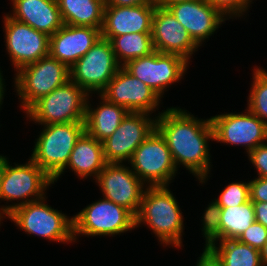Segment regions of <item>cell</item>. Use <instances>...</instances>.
<instances>
[{"mask_svg": "<svg viewBox=\"0 0 267 266\" xmlns=\"http://www.w3.org/2000/svg\"><path fill=\"white\" fill-rule=\"evenodd\" d=\"M158 114L156 130L165 139L176 168L184 166L204 184L211 170L209 142L214 140L210 118L198 119L179 107Z\"/></svg>", "mask_w": 267, "mask_h": 266, "instance_id": "6da1fadb", "label": "cell"}, {"mask_svg": "<svg viewBox=\"0 0 267 266\" xmlns=\"http://www.w3.org/2000/svg\"><path fill=\"white\" fill-rule=\"evenodd\" d=\"M177 203L168 186H147L136 215V228L145 224L163 246L182 247L184 218Z\"/></svg>", "mask_w": 267, "mask_h": 266, "instance_id": "7a4b0ae2", "label": "cell"}, {"mask_svg": "<svg viewBox=\"0 0 267 266\" xmlns=\"http://www.w3.org/2000/svg\"><path fill=\"white\" fill-rule=\"evenodd\" d=\"M85 132V122L44 125L38 135L30 158L57 182L65 171L70 154L80 136Z\"/></svg>", "mask_w": 267, "mask_h": 266, "instance_id": "3957f363", "label": "cell"}, {"mask_svg": "<svg viewBox=\"0 0 267 266\" xmlns=\"http://www.w3.org/2000/svg\"><path fill=\"white\" fill-rule=\"evenodd\" d=\"M46 196L12 210L6 217L28 235L63 244L75 242L73 217L46 204Z\"/></svg>", "mask_w": 267, "mask_h": 266, "instance_id": "277c9868", "label": "cell"}, {"mask_svg": "<svg viewBox=\"0 0 267 266\" xmlns=\"http://www.w3.org/2000/svg\"><path fill=\"white\" fill-rule=\"evenodd\" d=\"M11 166L7 163L0 186V200L20 201L0 207V216H6L15 208L32 201L40 200L47 194L46 189L55 184L53 179L31 158L25 164Z\"/></svg>", "mask_w": 267, "mask_h": 266, "instance_id": "5b68a950", "label": "cell"}, {"mask_svg": "<svg viewBox=\"0 0 267 266\" xmlns=\"http://www.w3.org/2000/svg\"><path fill=\"white\" fill-rule=\"evenodd\" d=\"M13 78L21 109L26 112L41 97L70 80V68L50 55L21 67Z\"/></svg>", "mask_w": 267, "mask_h": 266, "instance_id": "8992f818", "label": "cell"}, {"mask_svg": "<svg viewBox=\"0 0 267 266\" xmlns=\"http://www.w3.org/2000/svg\"><path fill=\"white\" fill-rule=\"evenodd\" d=\"M88 94L71 79L41 97L26 112L39 125L85 122Z\"/></svg>", "mask_w": 267, "mask_h": 266, "instance_id": "52a82bcc", "label": "cell"}, {"mask_svg": "<svg viewBox=\"0 0 267 266\" xmlns=\"http://www.w3.org/2000/svg\"><path fill=\"white\" fill-rule=\"evenodd\" d=\"M136 228V216L127 208L105 198L93 202L73 216L74 241L77 236H113Z\"/></svg>", "mask_w": 267, "mask_h": 266, "instance_id": "ba28073f", "label": "cell"}, {"mask_svg": "<svg viewBox=\"0 0 267 266\" xmlns=\"http://www.w3.org/2000/svg\"><path fill=\"white\" fill-rule=\"evenodd\" d=\"M128 164L146 186H169L179 170L156 129L138 146Z\"/></svg>", "mask_w": 267, "mask_h": 266, "instance_id": "9c48e42d", "label": "cell"}, {"mask_svg": "<svg viewBox=\"0 0 267 266\" xmlns=\"http://www.w3.org/2000/svg\"><path fill=\"white\" fill-rule=\"evenodd\" d=\"M121 67L110 41L101 37L70 67V79L88 95L100 94Z\"/></svg>", "mask_w": 267, "mask_h": 266, "instance_id": "30bf717a", "label": "cell"}, {"mask_svg": "<svg viewBox=\"0 0 267 266\" xmlns=\"http://www.w3.org/2000/svg\"><path fill=\"white\" fill-rule=\"evenodd\" d=\"M189 64L177 54L155 50L149 55L128 61L123 67L162 98L169 86L183 79Z\"/></svg>", "mask_w": 267, "mask_h": 266, "instance_id": "8fae6325", "label": "cell"}, {"mask_svg": "<svg viewBox=\"0 0 267 266\" xmlns=\"http://www.w3.org/2000/svg\"><path fill=\"white\" fill-rule=\"evenodd\" d=\"M214 141L246 147V153L267 142V125L247 108L245 113H225L210 117Z\"/></svg>", "mask_w": 267, "mask_h": 266, "instance_id": "7c38bea8", "label": "cell"}, {"mask_svg": "<svg viewBox=\"0 0 267 266\" xmlns=\"http://www.w3.org/2000/svg\"><path fill=\"white\" fill-rule=\"evenodd\" d=\"M129 112L115 132L102 141L106 163L129 162L138 146L156 129V117Z\"/></svg>", "mask_w": 267, "mask_h": 266, "instance_id": "4fadbf2b", "label": "cell"}, {"mask_svg": "<svg viewBox=\"0 0 267 266\" xmlns=\"http://www.w3.org/2000/svg\"><path fill=\"white\" fill-rule=\"evenodd\" d=\"M95 182L103 198L127 208L135 216L138 214L147 186L129 166L124 163H106Z\"/></svg>", "mask_w": 267, "mask_h": 266, "instance_id": "5bb4252c", "label": "cell"}, {"mask_svg": "<svg viewBox=\"0 0 267 266\" xmlns=\"http://www.w3.org/2000/svg\"><path fill=\"white\" fill-rule=\"evenodd\" d=\"M3 20L4 42L14 71L17 72L21 67L49 55L50 36L11 18L8 14L4 15Z\"/></svg>", "mask_w": 267, "mask_h": 266, "instance_id": "9a60e30c", "label": "cell"}, {"mask_svg": "<svg viewBox=\"0 0 267 266\" xmlns=\"http://www.w3.org/2000/svg\"><path fill=\"white\" fill-rule=\"evenodd\" d=\"M107 101L129 112L152 114L160 106L161 98L145 83L132 76L123 66L100 93Z\"/></svg>", "mask_w": 267, "mask_h": 266, "instance_id": "2e32d148", "label": "cell"}, {"mask_svg": "<svg viewBox=\"0 0 267 266\" xmlns=\"http://www.w3.org/2000/svg\"><path fill=\"white\" fill-rule=\"evenodd\" d=\"M151 36L157 52L177 54L188 62L200 47L168 8L157 5L152 18Z\"/></svg>", "mask_w": 267, "mask_h": 266, "instance_id": "e0dca14e", "label": "cell"}, {"mask_svg": "<svg viewBox=\"0 0 267 266\" xmlns=\"http://www.w3.org/2000/svg\"><path fill=\"white\" fill-rule=\"evenodd\" d=\"M168 9L199 46L229 20L206 0L179 2Z\"/></svg>", "mask_w": 267, "mask_h": 266, "instance_id": "ac0fdd59", "label": "cell"}, {"mask_svg": "<svg viewBox=\"0 0 267 266\" xmlns=\"http://www.w3.org/2000/svg\"><path fill=\"white\" fill-rule=\"evenodd\" d=\"M156 4L105 6L101 36L110 40L129 33H151Z\"/></svg>", "mask_w": 267, "mask_h": 266, "instance_id": "d6986e66", "label": "cell"}, {"mask_svg": "<svg viewBox=\"0 0 267 266\" xmlns=\"http://www.w3.org/2000/svg\"><path fill=\"white\" fill-rule=\"evenodd\" d=\"M101 37L98 28L64 24L49 38V55L70 68Z\"/></svg>", "mask_w": 267, "mask_h": 266, "instance_id": "ffe728a7", "label": "cell"}, {"mask_svg": "<svg viewBox=\"0 0 267 266\" xmlns=\"http://www.w3.org/2000/svg\"><path fill=\"white\" fill-rule=\"evenodd\" d=\"M11 18L30 25L37 31L52 36L64 24L57 0H11Z\"/></svg>", "mask_w": 267, "mask_h": 266, "instance_id": "44dd1931", "label": "cell"}, {"mask_svg": "<svg viewBox=\"0 0 267 266\" xmlns=\"http://www.w3.org/2000/svg\"><path fill=\"white\" fill-rule=\"evenodd\" d=\"M105 165L102 142L85 131L77 140L65 169H71L80 179L92 176L96 180Z\"/></svg>", "mask_w": 267, "mask_h": 266, "instance_id": "7402d4cb", "label": "cell"}, {"mask_svg": "<svg viewBox=\"0 0 267 266\" xmlns=\"http://www.w3.org/2000/svg\"><path fill=\"white\" fill-rule=\"evenodd\" d=\"M100 97V104L96 108L91 106L88 95L86 103L85 131L102 142L119 127L122 120L129 111L119 105L107 101L103 96Z\"/></svg>", "mask_w": 267, "mask_h": 266, "instance_id": "603a6c76", "label": "cell"}, {"mask_svg": "<svg viewBox=\"0 0 267 266\" xmlns=\"http://www.w3.org/2000/svg\"><path fill=\"white\" fill-rule=\"evenodd\" d=\"M63 24L101 30L105 0H57Z\"/></svg>", "mask_w": 267, "mask_h": 266, "instance_id": "cb8c5ba5", "label": "cell"}, {"mask_svg": "<svg viewBox=\"0 0 267 266\" xmlns=\"http://www.w3.org/2000/svg\"><path fill=\"white\" fill-rule=\"evenodd\" d=\"M209 249L224 266H263L260 251L237 239L220 240Z\"/></svg>", "mask_w": 267, "mask_h": 266, "instance_id": "d4e9b609", "label": "cell"}, {"mask_svg": "<svg viewBox=\"0 0 267 266\" xmlns=\"http://www.w3.org/2000/svg\"><path fill=\"white\" fill-rule=\"evenodd\" d=\"M109 41L121 66L155 51L151 33H129L114 36Z\"/></svg>", "mask_w": 267, "mask_h": 266, "instance_id": "484cf974", "label": "cell"}, {"mask_svg": "<svg viewBox=\"0 0 267 266\" xmlns=\"http://www.w3.org/2000/svg\"><path fill=\"white\" fill-rule=\"evenodd\" d=\"M255 221L251 200L242 205L221 208L220 240L237 239Z\"/></svg>", "mask_w": 267, "mask_h": 266, "instance_id": "4316f807", "label": "cell"}, {"mask_svg": "<svg viewBox=\"0 0 267 266\" xmlns=\"http://www.w3.org/2000/svg\"><path fill=\"white\" fill-rule=\"evenodd\" d=\"M256 67L253 69L247 109L267 125V71Z\"/></svg>", "mask_w": 267, "mask_h": 266, "instance_id": "83f0119b", "label": "cell"}, {"mask_svg": "<svg viewBox=\"0 0 267 266\" xmlns=\"http://www.w3.org/2000/svg\"><path fill=\"white\" fill-rule=\"evenodd\" d=\"M204 211L201 230L205 237L204 248H209L212 244H218L220 241L221 207L215 200H212Z\"/></svg>", "mask_w": 267, "mask_h": 266, "instance_id": "f1b7e54d", "label": "cell"}, {"mask_svg": "<svg viewBox=\"0 0 267 266\" xmlns=\"http://www.w3.org/2000/svg\"><path fill=\"white\" fill-rule=\"evenodd\" d=\"M214 200L221 208L244 204L250 200L249 181L229 183Z\"/></svg>", "mask_w": 267, "mask_h": 266, "instance_id": "f546056e", "label": "cell"}, {"mask_svg": "<svg viewBox=\"0 0 267 266\" xmlns=\"http://www.w3.org/2000/svg\"><path fill=\"white\" fill-rule=\"evenodd\" d=\"M213 7L218 9L226 18L239 19L245 15L250 8L253 0H206Z\"/></svg>", "mask_w": 267, "mask_h": 266, "instance_id": "4dcf8cb0", "label": "cell"}, {"mask_svg": "<svg viewBox=\"0 0 267 266\" xmlns=\"http://www.w3.org/2000/svg\"><path fill=\"white\" fill-rule=\"evenodd\" d=\"M237 240L260 251L267 242V228L255 221Z\"/></svg>", "mask_w": 267, "mask_h": 266, "instance_id": "1f68e13d", "label": "cell"}, {"mask_svg": "<svg viewBox=\"0 0 267 266\" xmlns=\"http://www.w3.org/2000/svg\"><path fill=\"white\" fill-rule=\"evenodd\" d=\"M248 158L257 170V177L267 178V142L250 151Z\"/></svg>", "mask_w": 267, "mask_h": 266, "instance_id": "d6a6232c", "label": "cell"}, {"mask_svg": "<svg viewBox=\"0 0 267 266\" xmlns=\"http://www.w3.org/2000/svg\"><path fill=\"white\" fill-rule=\"evenodd\" d=\"M249 194L252 202H267V178L251 179L249 181Z\"/></svg>", "mask_w": 267, "mask_h": 266, "instance_id": "836d02e7", "label": "cell"}, {"mask_svg": "<svg viewBox=\"0 0 267 266\" xmlns=\"http://www.w3.org/2000/svg\"><path fill=\"white\" fill-rule=\"evenodd\" d=\"M198 258L195 266H224L209 248H204L203 253Z\"/></svg>", "mask_w": 267, "mask_h": 266, "instance_id": "e575fe53", "label": "cell"}, {"mask_svg": "<svg viewBox=\"0 0 267 266\" xmlns=\"http://www.w3.org/2000/svg\"><path fill=\"white\" fill-rule=\"evenodd\" d=\"M255 212V220L267 228V202H252Z\"/></svg>", "mask_w": 267, "mask_h": 266, "instance_id": "d590c367", "label": "cell"}, {"mask_svg": "<svg viewBox=\"0 0 267 266\" xmlns=\"http://www.w3.org/2000/svg\"><path fill=\"white\" fill-rule=\"evenodd\" d=\"M105 6H136L142 4H155L153 0H105Z\"/></svg>", "mask_w": 267, "mask_h": 266, "instance_id": "8d00e7d4", "label": "cell"}, {"mask_svg": "<svg viewBox=\"0 0 267 266\" xmlns=\"http://www.w3.org/2000/svg\"><path fill=\"white\" fill-rule=\"evenodd\" d=\"M153 1L157 6L168 8L170 5H173L175 3L191 1V0H153Z\"/></svg>", "mask_w": 267, "mask_h": 266, "instance_id": "74e56055", "label": "cell"}, {"mask_svg": "<svg viewBox=\"0 0 267 266\" xmlns=\"http://www.w3.org/2000/svg\"><path fill=\"white\" fill-rule=\"evenodd\" d=\"M3 71H1L0 69V108H1V105L3 104V98H4V94H5V79L3 78V74H2ZM1 110V109H0Z\"/></svg>", "mask_w": 267, "mask_h": 266, "instance_id": "f35d334b", "label": "cell"}, {"mask_svg": "<svg viewBox=\"0 0 267 266\" xmlns=\"http://www.w3.org/2000/svg\"><path fill=\"white\" fill-rule=\"evenodd\" d=\"M8 158L4 155H0V186H1V181L3 178V174L5 171V168L7 166V163L9 162V160H7Z\"/></svg>", "mask_w": 267, "mask_h": 266, "instance_id": "ab89813d", "label": "cell"}, {"mask_svg": "<svg viewBox=\"0 0 267 266\" xmlns=\"http://www.w3.org/2000/svg\"><path fill=\"white\" fill-rule=\"evenodd\" d=\"M261 255V262L263 266H267V242L263 246V248L260 250Z\"/></svg>", "mask_w": 267, "mask_h": 266, "instance_id": "60d3db41", "label": "cell"}, {"mask_svg": "<svg viewBox=\"0 0 267 266\" xmlns=\"http://www.w3.org/2000/svg\"><path fill=\"white\" fill-rule=\"evenodd\" d=\"M3 220V218L0 216V226H1V223H3V222H1Z\"/></svg>", "mask_w": 267, "mask_h": 266, "instance_id": "b9f144b4", "label": "cell"}]
</instances>
